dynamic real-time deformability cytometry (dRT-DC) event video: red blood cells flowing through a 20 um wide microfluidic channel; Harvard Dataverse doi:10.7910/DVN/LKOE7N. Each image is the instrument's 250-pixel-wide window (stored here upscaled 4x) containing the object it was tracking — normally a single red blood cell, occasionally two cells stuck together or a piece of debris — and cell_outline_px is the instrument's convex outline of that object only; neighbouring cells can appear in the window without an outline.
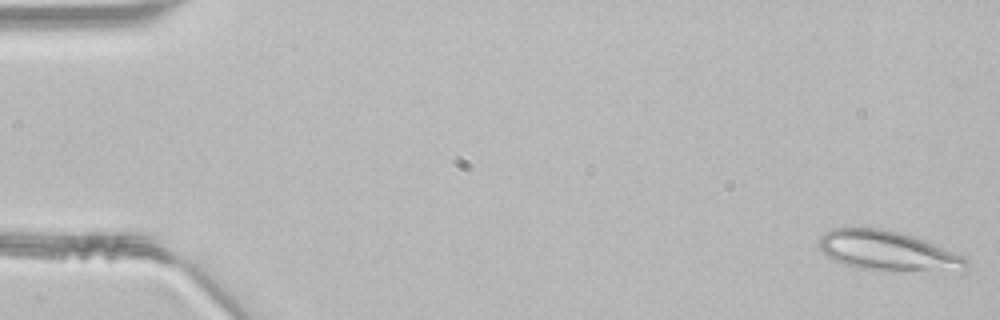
{"species": "common noctule bat (a hibernating species)", "species_latin": "Nyctalus noctula", "temperature_condition": "room temperature", "stored_images_in_passage": 48, "segment_of_instrument_passage": [1, 2], "camera_frame_rate_fps": 3000, "um_per_image_px": 0.085, "animal": {"sex": "male", "body_mass_g": 21.5, "forearm_length_mm": 52.0}, "frame": {"image": 1, "passage_image": 1, "time_ms": 0.0, "image_size_px": [1000, 320], "cell_outline_px": [[968, 268], [860, 268], [836, 260], [828, 256], [820, 248], [820, 236], [832, 228], [848, 224], [884, 228], [912, 236], [924, 240], [968, 256]], "centroid_in_image_um": [75.35, 21.2], "position_along_channel_um": 9.6, "area_um2": 32.95}}
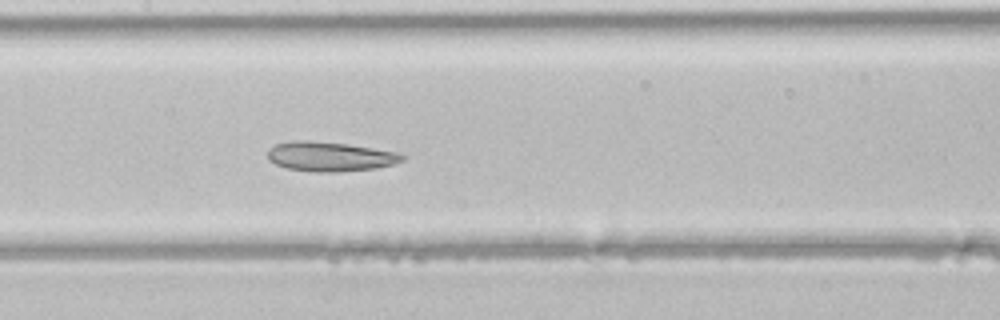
{"frame": {"image": 2, "passage_image": 23, "time_ms": 7.333, "image_size_px": [1000, 320], "cell_outline_px": [[408, 156], [404, 160], [392, 164], [376, 168], [340, 172], [316, 172], [288, 168], [276, 164], [268, 160], [268, 148], [276, 144], [292, 140], [308, 140], [348, 144], [400, 152]], "centroid_in_image_um": [28.08, 13.3], "position_along_channel_um": 179.3, "area_um2": 23.41}}
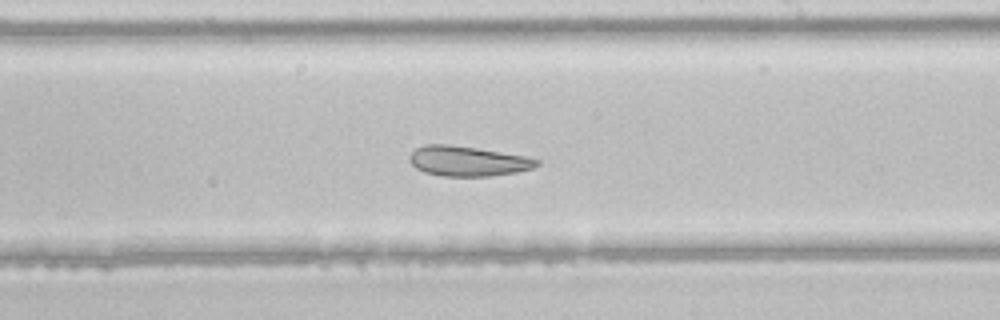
{"frame": {"image": 3, "passage_image": 28, "time_ms": 9.0, "image_size_px": [1000, 320], "cell_outline_px": [[540, 164], [532, 168], [516, 172], [492, 176], [444, 176], [424, 172], [416, 168], [408, 160], [408, 156], [416, 148], [424, 144], [448, 144], [476, 148], [524, 156], [540, 160]], "centroid_in_image_um": [39.72, 13.69], "position_along_channel_um": 249.3, "area_um2": 22.2}}